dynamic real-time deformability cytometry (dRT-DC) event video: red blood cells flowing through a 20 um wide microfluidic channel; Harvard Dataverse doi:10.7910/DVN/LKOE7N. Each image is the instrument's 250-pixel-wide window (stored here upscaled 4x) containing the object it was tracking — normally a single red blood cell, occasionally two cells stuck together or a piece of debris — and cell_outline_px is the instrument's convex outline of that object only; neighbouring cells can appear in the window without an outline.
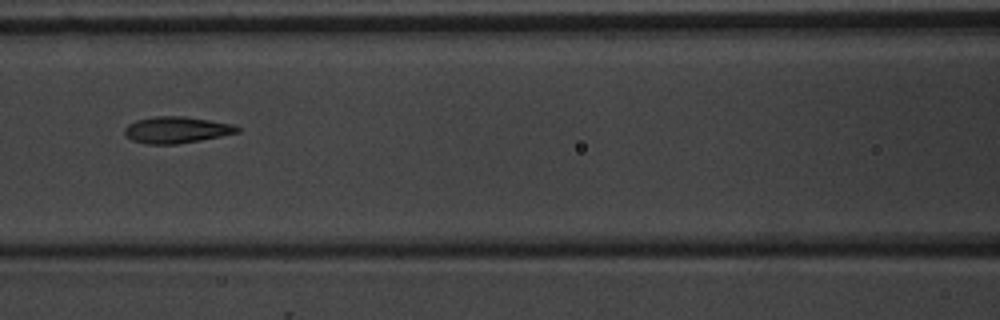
{"species": "common noctule bat (a hibernating species)", "species_latin": "Nyctalus noctula", "temperature_condition": "warm", "stored_images_in_passage": 6, "camera_frame_rate_fps": 3000, "um_per_image_px": 0.085, "animal": {"sex": "male", "body_mass_g": 20.1, "forearm_length_mm": 53.5}, "frame": {"image": 1, "passage_image": 4, "time_ms": 3.333, "image_size_px": [1000, 320], "cell_outline_px": [[240, 132], [200, 140], [176, 144], [144, 144], [132, 140], [124, 132], [124, 128], [128, 124], [136, 120], [152, 116], [184, 116], [232, 124], [240, 128]], "centroid_in_image_um": [14.97, 11.03], "position_along_channel_um": 151.6, "area_um2": 17.34}}
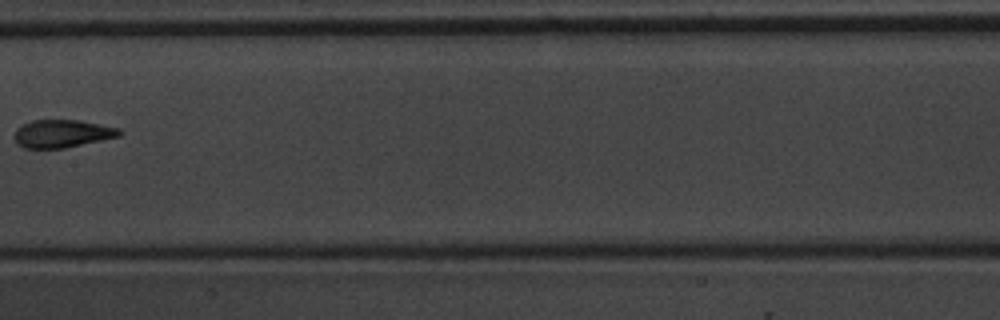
{"frame": {"image": 2, "passage_image": 5, "time_ms": 4.667, "image_size_px": [1000, 320], "cell_outline_px": [[124, 132], [120, 136], [64, 148], [24, 148], [16, 144], [12, 136], [16, 128], [32, 120], [80, 120], [120, 128]], "centroid_in_image_um": [5.26, 11.35], "position_along_channel_um": 202.1, "area_um2": 17.22}}
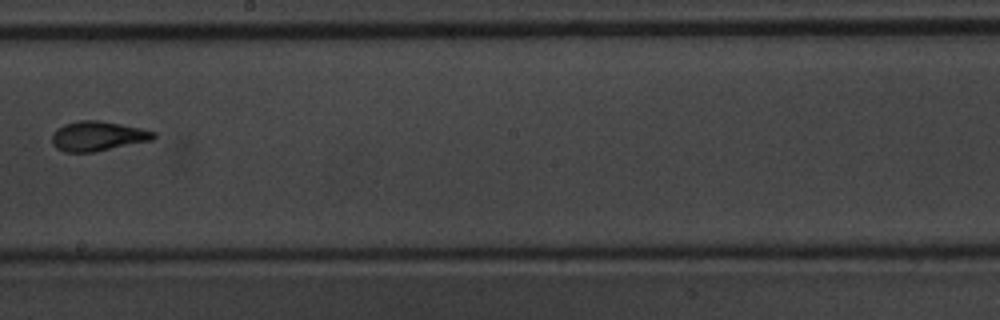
{"frame": {"image": 3, "passage_image": 6, "time_ms": 5.667, "image_size_px": [1000, 320], "cell_outline_px": [[156, 136], [152, 140], [96, 152], [64, 152], [56, 148], [52, 144], [52, 132], [56, 128], [64, 124], [76, 120], [100, 120], [140, 128], [156, 132]], "centroid_in_image_um": [8.27, 11.57], "position_along_channel_um": 239.9, "area_um2": 17.8}}